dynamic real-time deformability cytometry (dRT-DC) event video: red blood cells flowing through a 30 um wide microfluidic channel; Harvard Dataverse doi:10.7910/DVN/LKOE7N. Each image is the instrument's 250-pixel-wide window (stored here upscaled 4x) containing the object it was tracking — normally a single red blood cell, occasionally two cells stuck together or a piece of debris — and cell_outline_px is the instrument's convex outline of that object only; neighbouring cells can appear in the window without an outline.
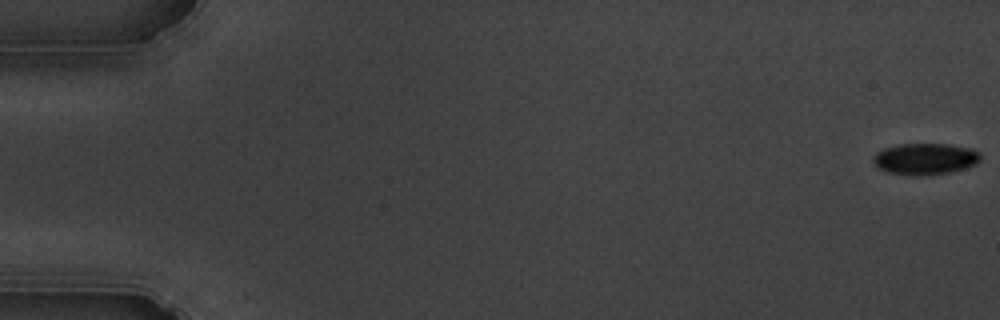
{"species": "common noctule bat (a hibernating species)", "species_latin": "Nyctalus noctula", "temperature_condition": "cold", "stored_images_in_passage": 56, "camera_frame_rate_fps": 3000, "um_per_image_px": 0.085, "animal": {"sex": "male", "body_mass_g": 19.5, "forearm_length_mm": 54.6}, "frame": {"image": 1, "passage_image": 1, "time_ms": 0.0, "image_size_px": [1000, 320], "cell_outline_px": [[980, 160], [976, 164], [952, 172], [920, 176], [912, 176], [888, 172], [880, 168], [872, 160], [872, 156], [876, 152], [884, 148], [900, 144], [948, 144], [972, 148], [980, 152]], "centroid_in_image_um": [78.65, 13.5], "position_along_channel_um": 6.4, "area_um2": 19.77}}
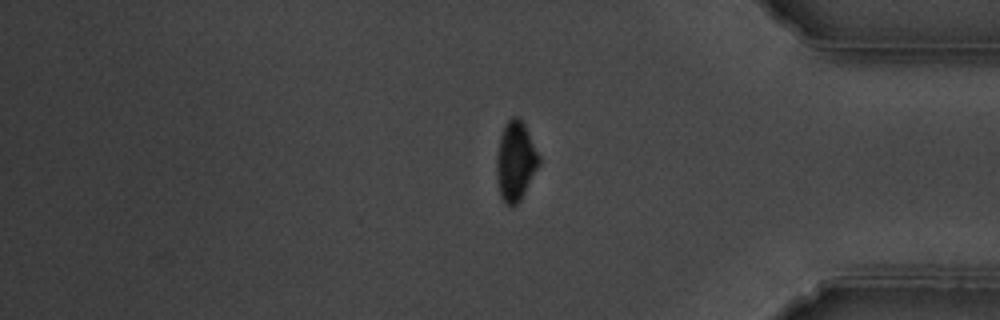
{"frame": {"image": 2, "passage_image": 47, "time_ms": 15.333, "image_size_px": [1000, 320], "cell_outline_px": [[540, 164], [520, 200], [516, 204], [504, 204], [500, 196], [496, 172], [496, 156], [500, 136], [504, 124], [512, 116], [516, 116], [524, 124], [540, 156]], "centroid_in_image_um": [43.81, 13.68], "position_along_channel_um": 391.4, "area_um2": 19.54}}
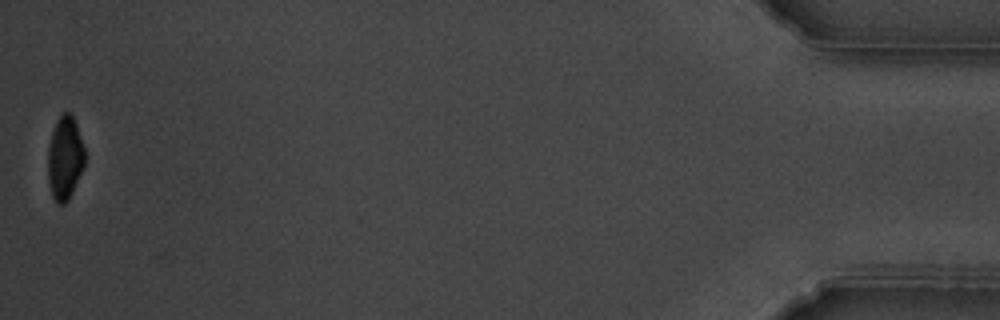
{"frame": {"image": 3, "passage_image": 56, "time_ms": 18.333, "image_size_px": [1000, 320], "cell_outline_px": [[84, 164], [72, 192], [68, 200], [64, 204], [56, 204], [52, 196], [48, 184], [48, 148], [52, 132], [56, 120], [60, 112], [68, 112], [72, 116], [76, 124], [84, 148]], "centroid_in_image_um": [5.49, 13.43], "position_along_channel_um": 429.7, "area_um2": 17.86}, "authors_computed_cell_mechanics": {"area_um2": 20.3456, "velocity_mm_per_s": 3.6434, "shape_relaxation_time_tau1_ms": 2.1911, "shape_relaxation_time_tau2_ms": null, "deformation_change_tau1": 0.0976, "deformation_change_tau2": null}}